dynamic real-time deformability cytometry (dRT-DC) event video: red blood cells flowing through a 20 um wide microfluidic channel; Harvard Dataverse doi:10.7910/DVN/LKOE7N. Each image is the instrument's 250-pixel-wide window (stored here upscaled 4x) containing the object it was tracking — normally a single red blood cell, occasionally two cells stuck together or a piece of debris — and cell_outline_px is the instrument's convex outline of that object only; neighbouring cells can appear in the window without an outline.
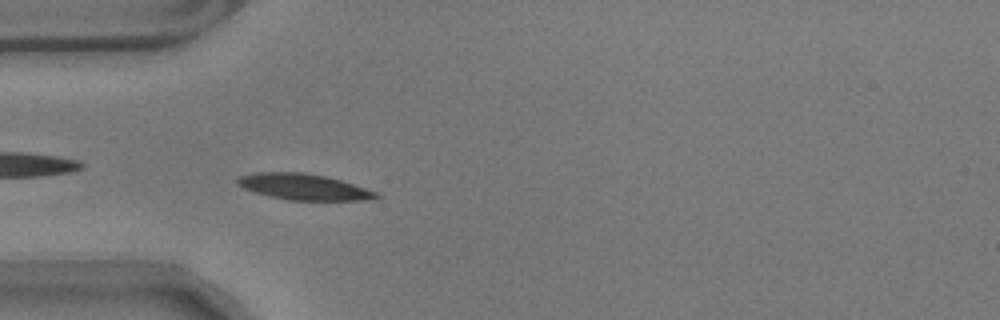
{"species": "common noctule bat (a hibernating species)", "species_latin": "Nyctalus noctula", "temperature_condition": "warm", "stored_images_in_passage": 51, "camera_frame_rate_fps": 3000, "um_per_image_px": 0.085, "animal": {"sex": "male", "body_mass_g": 17.9}, "frame": {"image": 1, "passage_image": 11, "time_ms": 3.333, "image_size_px": [1000, 320], "cell_outline_px": [[380, 196], [376, 200], [288, 200], [268, 196], [244, 188], [236, 184], [236, 180], [240, 176], [256, 172], [304, 172], [328, 176], [376, 192]], "centroid_in_image_um": [25.81, 15.88], "position_along_channel_um": 59.2, "area_um2": 21.04}}
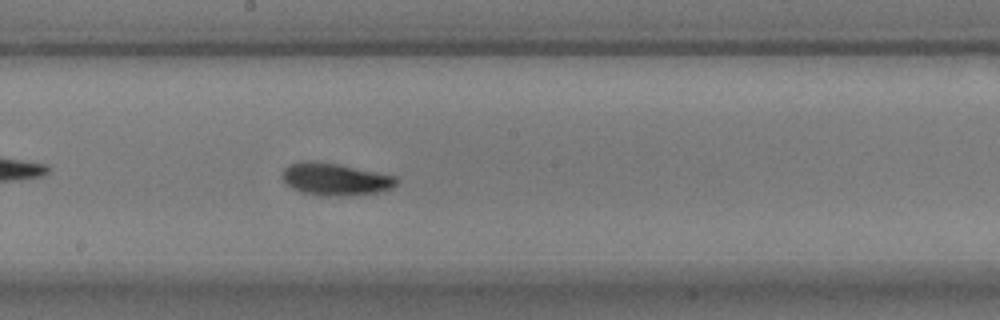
{"frame": {"image": 2, "passage_image": 25, "time_ms": 8.0, "image_size_px": [1000, 320], "cell_outline_px": [[400, 180], [392, 188], [376, 192], [340, 196], [320, 196], [300, 192], [284, 184], [280, 176], [284, 168], [288, 164], [300, 160], [312, 160], [336, 164], [396, 176]], "centroid_in_image_um": [28.4, 15.23], "position_along_channel_um": 219.8, "area_um2": 21.73}}
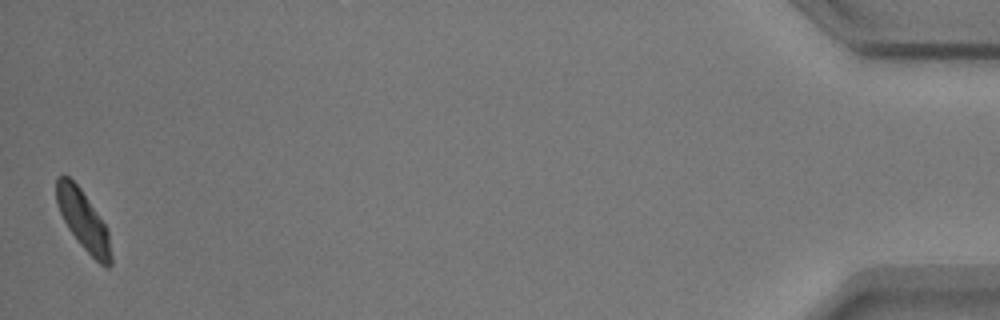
{"frame": {"image": 3, "passage_image": 51, "time_ms": 16.667, "image_size_px": [1000, 320], "cell_outline_px": [[112, 264], [108, 268], [100, 264], [80, 244], [68, 228], [56, 204], [56, 176], [68, 176], [80, 188], [108, 228], [112, 256]], "centroid_in_image_um": [7.1, 18.74], "position_along_channel_um": 428.1, "area_um2": 18.84}, "authors_computed_cell_mechanics": {"area_um2": 19.8254, "velocity_mm_per_s": 3.4893, "shape_relaxation_time_tau1_ms": 4.2964, "shape_relaxation_time_tau2_ms": 5.8893, "deformation_change_tau1": 0.1802, "deformation_change_tau2": 0.0933}}